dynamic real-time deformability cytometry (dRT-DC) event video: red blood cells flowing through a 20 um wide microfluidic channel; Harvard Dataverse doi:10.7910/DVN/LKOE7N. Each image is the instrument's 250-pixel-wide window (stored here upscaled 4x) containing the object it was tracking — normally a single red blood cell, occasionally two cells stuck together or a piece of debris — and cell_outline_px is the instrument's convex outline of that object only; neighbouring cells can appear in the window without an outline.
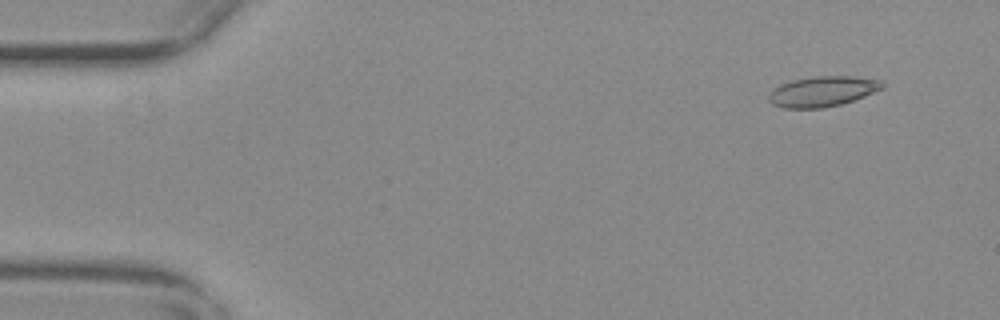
{"species": "common noctule bat (a hibernating species)", "species_latin": "Nyctalus noctula", "temperature_condition": "warm", "stored_images_in_passage": 56, "camera_frame_rate_fps": 3000, "um_per_image_px": 0.085, "animal": {"sex": "female", "body_mass_g": 29.2, "forearm_length_mm": 56.3}, "frame": {"image": 1, "passage_image": 5, "time_ms": 1.333, "image_size_px": [1000, 320], "cell_outline_px": [[884, 88], [864, 96], [840, 104], [824, 108], [784, 108], [772, 104], [768, 100], [768, 96], [780, 84], [792, 80], [816, 76], [852, 76], [884, 80]], "centroid_in_image_um": [69.94, 7.76], "position_along_channel_um": 15.1, "area_um2": 20.0}}
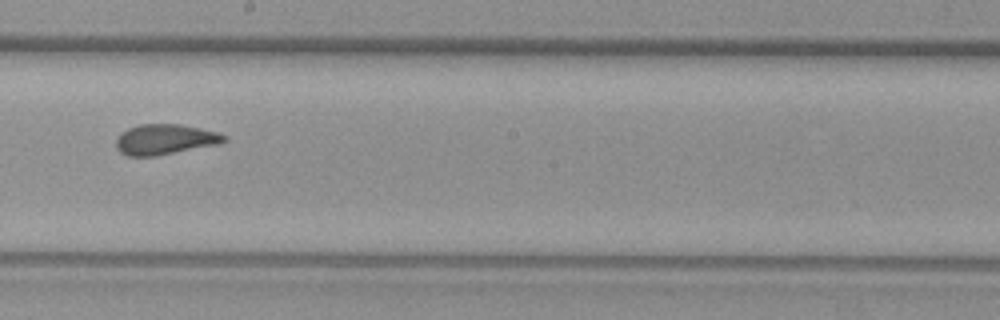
{"frame": {"image": 2, "passage_image": 32, "time_ms": 10.333, "image_size_px": [1000, 320], "cell_outline_px": [[228, 140], [216, 144], [156, 156], [128, 156], [120, 152], [116, 148], [116, 140], [120, 132], [128, 128], [140, 124], [180, 124], [200, 128], [216, 132], [228, 136]], "centroid_in_image_um": [13.99, 11.84], "position_along_channel_um": 234.2, "area_um2": 19.07}}
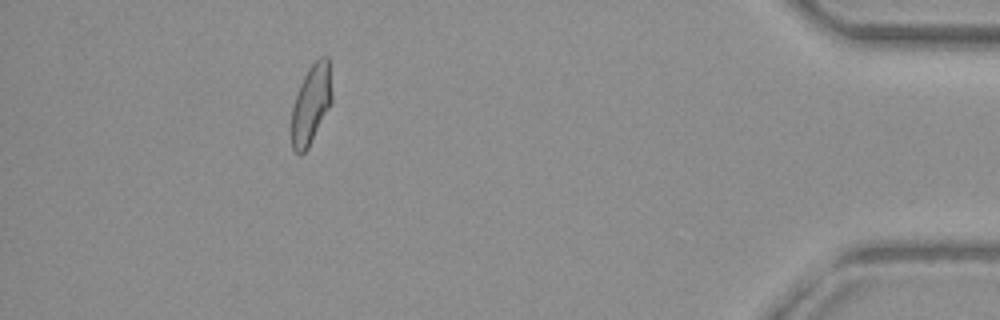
{"frame": {"image": 3, "passage_image": 51, "time_ms": 16.667, "image_size_px": [1000, 320], "cell_outline_px": [[332, 100], [308, 148], [300, 156], [292, 148], [292, 108], [296, 92], [308, 68], [320, 56], [328, 56], [332, 92]], "centroid_in_image_um": [26.43, 8.84], "position_along_channel_um": 408.8, "area_um2": 18.5}, "authors_computed_cell_mechanics": {"area_um2": 19.3919, "velocity_mm_per_s": 3.6974, "shape_relaxation_time_tau1_ms": 10.455, "shape_relaxation_time_tau2_ms": 1.0974, "deformation_change_tau1": 0.2276, "deformation_change_tau2": 0.0716}}